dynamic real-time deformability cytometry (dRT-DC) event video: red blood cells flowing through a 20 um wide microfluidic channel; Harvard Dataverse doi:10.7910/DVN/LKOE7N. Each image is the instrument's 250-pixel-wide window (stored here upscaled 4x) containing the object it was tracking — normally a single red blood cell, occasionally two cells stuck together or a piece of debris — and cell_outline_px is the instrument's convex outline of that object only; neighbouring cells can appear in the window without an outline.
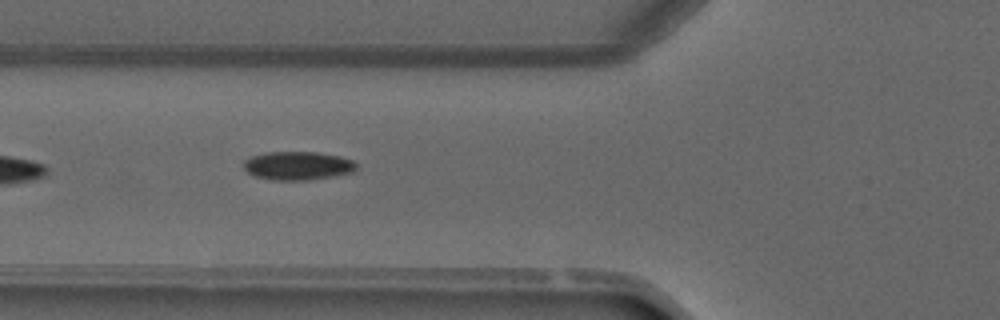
{"species": "common noctule bat (a hibernating species)", "species_latin": "Nyctalus noctula", "temperature_condition": "warm", "stored_images_in_passage": 2, "camera_frame_rate_fps": 3000, "um_per_image_px": 0.085, "animal": {"sex": "male", "forearm_length_mm": 52.5}, "frame": {"image": 1, "passage_image": 2, "time_ms": 1.0, "image_size_px": [1000, 320], "cell_outline_px": [[356, 168], [352, 172], [308, 180], [272, 180], [256, 176], [248, 172], [244, 168], [244, 160], [252, 156], [268, 152], [316, 152], [340, 156], [352, 160], [356, 164]], "centroid_in_image_um": [25.29, 14.08], "position_along_channel_um": 100.5, "area_um2": 18.5}}